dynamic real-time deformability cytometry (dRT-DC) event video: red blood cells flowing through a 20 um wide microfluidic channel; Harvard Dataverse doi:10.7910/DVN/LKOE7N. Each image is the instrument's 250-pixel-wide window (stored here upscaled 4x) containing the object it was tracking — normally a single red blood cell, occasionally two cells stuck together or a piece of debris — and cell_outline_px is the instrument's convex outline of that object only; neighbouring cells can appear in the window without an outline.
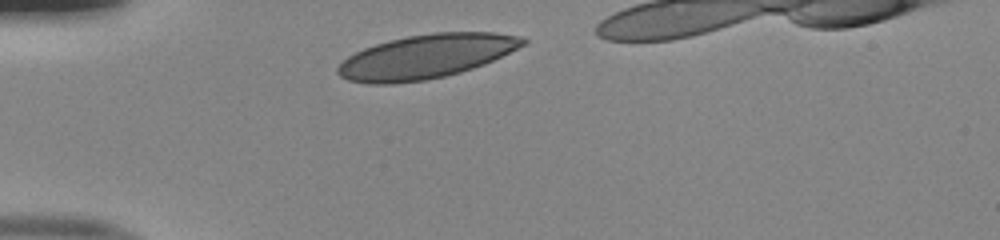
{"species": "human", "species_latin": "Homo sapiens", "temperature_condition": "room temperature", "stored_images_in_passage": 29, "camera_frame_rate_fps": 3000, "um_per_image_px": 0.085, "donor": {"sex": "male"}, "frame": {"image": 1, "passage_image": 1, "time_ms": 0.0, "image_size_px": [1000, 240], "cell_outline_px": [[528, 44], [484, 64], [460, 72], [444, 76], [424, 80], [392, 84], [368, 84], [348, 80], [340, 76], [336, 72], [336, 68], [348, 56], [364, 48], [388, 40], [408, 36], [432, 32], [496, 32], [516, 36], [528, 40]], "centroid_in_image_um": [36.21, 4.8], "position_along_channel_um": 48.8, "area_um2": 47.4}}
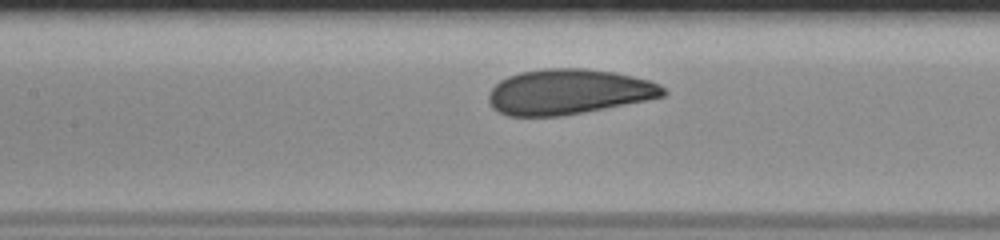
{"frame": {"image": 2, "passage_image": 11, "time_ms": 3.333, "image_size_px": [1000, 240], "cell_outline_px": [[668, 92], [664, 96], [648, 100], [584, 112], [560, 116], [508, 116], [492, 108], [488, 100], [488, 92], [500, 80], [508, 76], [520, 72], [544, 68], [584, 68], [612, 72], [632, 76], [648, 80], [660, 84]], "centroid_in_image_um": [48.31, 7.8], "position_along_channel_um": 159.1, "area_um2": 46.12}}
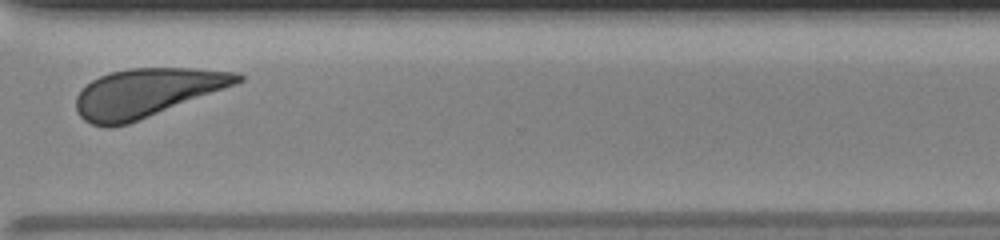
{"frame": {"image": 3, "passage_image": 26, "time_ms": 8.333, "image_size_px": [1000, 240], "cell_outline_px": [[244, 80], [236, 84], [128, 124], [112, 128], [108, 128], [92, 124], [84, 120], [80, 116], [76, 108], [76, 96], [92, 80], [100, 76], [112, 72], [128, 68], [192, 68], [236, 72], [244, 76]], "centroid_in_image_um": [12.45, 7.89], "position_along_channel_um": 358.1, "area_um2": 45.26}, "authors_computed_cell_mechanics": {"area_um2": 45.951, "velocity_mm_per_s": 3.9841, "shape_relaxation_time_tau1_ms": 2.2656, "shape_relaxation_time_tau2_ms": null, "deformation_change_tau1": 0.0898, "deformation_change_tau2": null}}